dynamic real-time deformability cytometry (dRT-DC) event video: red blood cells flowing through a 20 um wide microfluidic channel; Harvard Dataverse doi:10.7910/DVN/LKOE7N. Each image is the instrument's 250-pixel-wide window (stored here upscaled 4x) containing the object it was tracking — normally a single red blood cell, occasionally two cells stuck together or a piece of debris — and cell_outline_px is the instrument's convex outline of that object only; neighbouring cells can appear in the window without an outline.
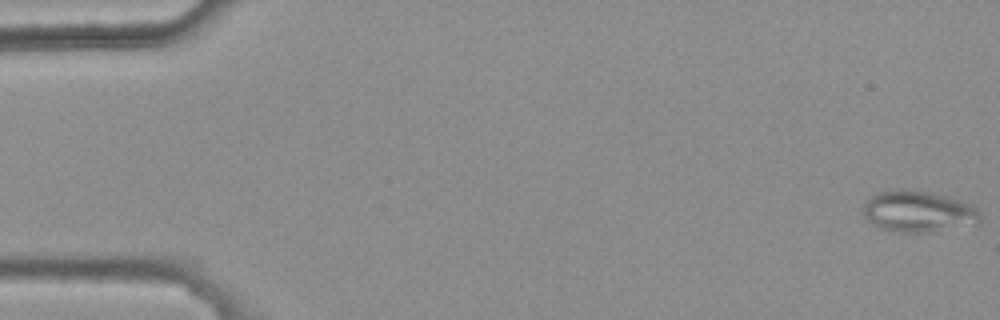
{"species": "common noctule bat (a hibernating species)", "species_latin": "Nyctalus noctula", "temperature_condition": "warm", "stored_images_in_passage": 48, "camera_frame_rate_fps": 3000, "um_per_image_px": 0.085, "animal": {"sex": "female", "body_mass_g": 25.1}, "frame": {"image": 1, "passage_image": 1, "time_ms": 0.0, "image_size_px": [1000, 320], "cell_outline_px": [[980, 224], [932, 232], [900, 232], [880, 228], [868, 220], [864, 216], [864, 204], [872, 196], [880, 192], [896, 188], [904, 188], [928, 192], [948, 196], [972, 204], [980, 212]], "centroid_in_image_um": [78.11, 17.97], "position_along_channel_um": 6.9, "area_um2": 28.38}}
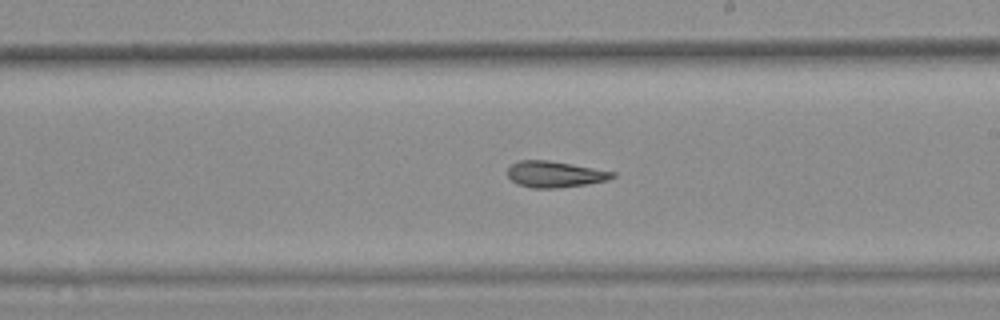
{"frame": {"image": 2, "passage_image": 32, "time_ms": 10.333, "image_size_px": [1000, 320], "cell_outline_px": [[616, 176], [608, 180], [588, 184], [556, 188], [532, 188], [516, 184], [508, 176], [508, 168], [512, 164], [520, 160], [548, 160], [616, 172]], "centroid_in_image_um": [47.17, 14.82], "position_along_channel_um": 241.8, "area_um2": 16.01}}
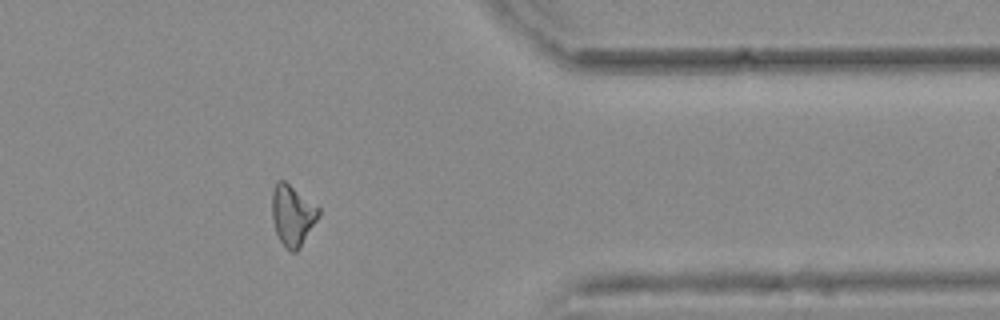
{"frame": {"image": 3, "passage_image": 45, "time_ms": 14.667, "image_size_px": [1000, 320], "cell_outline_px": [[320, 216], [300, 248], [296, 252], [292, 252], [284, 248], [276, 232], [272, 220], [272, 192], [276, 180], [284, 180], [320, 208]], "centroid_in_image_um": [24.86, 18.31], "position_along_channel_um": 386.5, "area_um2": 16.65}, "authors_computed_cell_mechanics": {"area_um2": 16.6175, "velocity_mm_per_s": 3.7148, "shape_relaxation_time_tau1_ms": null, "shape_relaxation_time_tau2_ms": 6.5535, "deformation_change_tau1": null, "deformation_change_tau2": 0.1665}}